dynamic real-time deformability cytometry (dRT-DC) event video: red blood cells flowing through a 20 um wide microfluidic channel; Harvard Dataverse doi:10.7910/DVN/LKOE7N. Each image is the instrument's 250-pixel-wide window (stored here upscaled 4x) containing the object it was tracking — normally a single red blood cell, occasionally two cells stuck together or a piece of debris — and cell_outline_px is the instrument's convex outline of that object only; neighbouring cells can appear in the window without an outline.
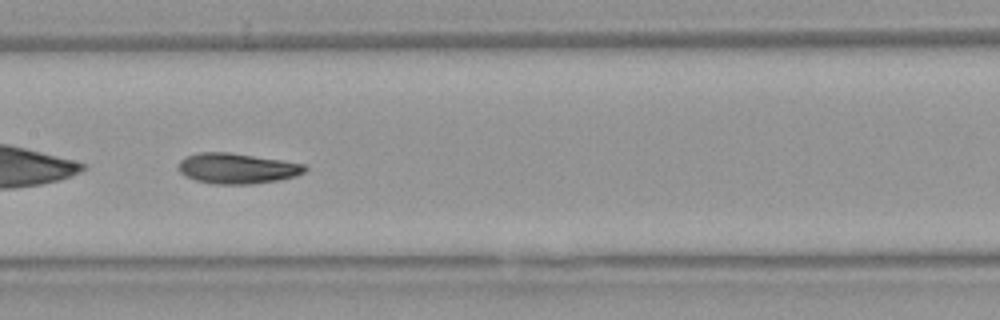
{"species": "Egyptian fruit bat (a non-hibernating species)", "species_latin": "Rousettus aegyptiacus", "temperature_condition": "warm", "stored_images_in_passage": 51, "camera_frame_rate_fps": 3000, "um_per_image_px": 0.085, "animal": {"sex": "female"}, "frame": {"image": 1, "passage_image": 25, "time_ms": 8.0, "image_size_px": [1000, 320], "cell_outline_px": [[308, 168], [304, 172], [296, 176], [280, 180], [252, 184], [212, 184], [196, 180], [184, 176], [180, 172], [180, 160], [184, 156], [200, 152], [228, 152], [284, 160], [304, 164]], "centroid_in_image_um": [20.17, 14.31], "position_along_channel_um": 187.2, "area_um2": 22.6}}
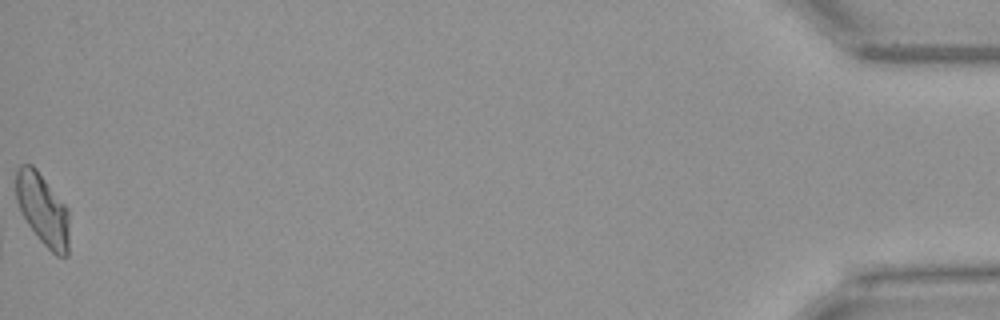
{"frame": {"image": 2, "passage_image": 51, "time_ms": 16.667, "image_size_px": [1000, 320], "cell_outline_px": [[68, 256], [56, 256], [40, 240], [28, 224], [20, 212], [16, 200], [16, 168], [20, 164], [32, 164], [36, 168], [68, 208]], "centroid_in_image_um": [3.61, 17.78], "position_along_channel_um": 431.6, "area_um2": 22.25}, "authors_computed_cell_mechanics": {"area_um2": 22.3108, "velocity_mm_per_s": 3.995, "shape_relaxation_time_tau1_ms": 7.7635, "shape_relaxation_time_tau2_ms": 3.2474, "deformation_change_tau1": 0.218, "deformation_change_tau2": 0.094}}